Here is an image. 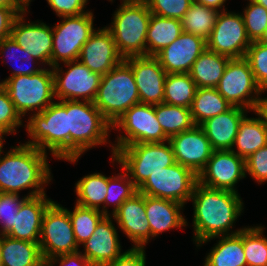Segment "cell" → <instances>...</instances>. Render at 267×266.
<instances>
[{
    "label": "cell",
    "instance_id": "44",
    "mask_svg": "<svg viewBox=\"0 0 267 266\" xmlns=\"http://www.w3.org/2000/svg\"><path fill=\"white\" fill-rule=\"evenodd\" d=\"M151 14L181 20L193 0H145Z\"/></svg>",
    "mask_w": 267,
    "mask_h": 266
},
{
    "label": "cell",
    "instance_id": "16",
    "mask_svg": "<svg viewBox=\"0 0 267 266\" xmlns=\"http://www.w3.org/2000/svg\"><path fill=\"white\" fill-rule=\"evenodd\" d=\"M245 177V159L238 156L235 150H215L198 174V183L238 193L235 184Z\"/></svg>",
    "mask_w": 267,
    "mask_h": 266
},
{
    "label": "cell",
    "instance_id": "60",
    "mask_svg": "<svg viewBox=\"0 0 267 266\" xmlns=\"http://www.w3.org/2000/svg\"><path fill=\"white\" fill-rule=\"evenodd\" d=\"M113 1V0H110ZM122 1H143V0H122Z\"/></svg>",
    "mask_w": 267,
    "mask_h": 266
},
{
    "label": "cell",
    "instance_id": "57",
    "mask_svg": "<svg viewBox=\"0 0 267 266\" xmlns=\"http://www.w3.org/2000/svg\"><path fill=\"white\" fill-rule=\"evenodd\" d=\"M26 8L29 6L31 0H19Z\"/></svg>",
    "mask_w": 267,
    "mask_h": 266
},
{
    "label": "cell",
    "instance_id": "25",
    "mask_svg": "<svg viewBox=\"0 0 267 266\" xmlns=\"http://www.w3.org/2000/svg\"><path fill=\"white\" fill-rule=\"evenodd\" d=\"M246 109L232 106L205 122L200 127L210 141L213 150H231L242 119L247 116Z\"/></svg>",
    "mask_w": 267,
    "mask_h": 266
},
{
    "label": "cell",
    "instance_id": "35",
    "mask_svg": "<svg viewBox=\"0 0 267 266\" xmlns=\"http://www.w3.org/2000/svg\"><path fill=\"white\" fill-rule=\"evenodd\" d=\"M196 91L197 85L189 73L167 74L163 103L190 108Z\"/></svg>",
    "mask_w": 267,
    "mask_h": 266
},
{
    "label": "cell",
    "instance_id": "4",
    "mask_svg": "<svg viewBox=\"0 0 267 266\" xmlns=\"http://www.w3.org/2000/svg\"><path fill=\"white\" fill-rule=\"evenodd\" d=\"M113 15V22L106 28L112 34L120 55L124 59L146 56V37L151 17L147 2L122 1Z\"/></svg>",
    "mask_w": 267,
    "mask_h": 266
},
{
    "label": "cell",
    "instance_id": "50",
    "mask_svg": "<svg viewBox=\"0 0 267 266\" xmlns=\"http://www.w3.org/2000/svg\"><path fill=\"white\" fill-rule=\"evenodd\" d=\"M17 16L12 8L0 6V41L10 36L12 24Z\"/></svg>",
    "mask_w": 267,
    "mask_h": 266
},
{
    "label": "cell",
    "instance_id": "38",
    "mask_svg": "<svg viewBox=\"0 0 267 266\" xmlns=\"http://www.w3.org/2000/svg\"><path fill=\"white\" fill-rule=\"evenodd\" d=\"M243 248L247 266H267V238L263 227L243 228Z\"/></svg>",
    "mask_w": 267,
    "mask_h": 266
},
{
    "label": "cell",
    "instance_id": "56",
    "mask_svg": "<svg viewBox=\"0 0 267 266\" xmlns=\"http://www.w3.org/2000/svg\"><path fill=\"white\" fill-rule=\"evenodd\" d=\"M4 134L0 133V152L2 151V148H3V140H4Z\"/></svg>",
    "mask_w": 267,
    "mask_h": 266
},
{
    "label": "cell",
    "instance_id": "43",
    "mask_svg": "<svg viewBox=\"0 0 267 266\" xmlns=\"http://www.w3.org/2000/svg\"><path fill=\"white\" fill-rule=\"evenodd\" d=\"M21 119L6 89H0V133H16V128L23 125Z\"/></svg>",
    "mask_w": 267,
    "mask_h": 266
},
{
    "label": "cell",
    "instance_id": "10",
    "mask_svg": "<svg viewBox=\"0 0 267 266\" xmlns=\"http://www.w3.org/2000/svg\"><path fill=\"white\" fill-rule=\"evenodd\" d=\"M39 246L45 263L55 256L79 251L68 209L57 202L44 212Z\"/></svg>",
    "mask_w": 267,
    "mask_h": 266
},
{
    "label": "cell",
    "instance_id": "9",
    "mask_svg": "<svg viewBox=\"0 0 267 266\" xmlns=\"http://www.w3.org/2000/svg\"><path fill=\"white\" fill-rule=\"evenodd\" d=\"M122 129L126 134L117 137L112 155L121 147L134 143H162L169 141L156 118L154 105L138 103L128 109L111 129Z\"/></svg>",
    "mask_w": 267,
    "mask_h": 266
},
{
    "label": "cell",
    "instance_id": "46",
    "mask_svg": "<svg viewBox=\"0 0 267 266\" xmlns=\"http://www.w3.org/2000/svg\"><path fill=\"white\" fill-rule=\"evenodd\" d=\"M246 173L258 183L267 181V145L245 159Z\"/></svg>",
    "mask_w": 267,
    "mask_h": 266
},
{
    "label": "cell",
    "instance_id": "39",
    "mask_svg": "<svg viewBox=\"0 0 267 266\" xmlns=\"http://www.w3.org/2000/svg\"><path fill=\"white\" fill-rule=\"evenodd\" d=\"M124 174L108 177V190L104 202V215H109L106 206L113 205V213L133 194L137 192L129 174L122 168ZM111 203V204H110ZM106 208V209H105Z\"/></svg>",
    "mask_w": 267,
    "mask_h": 266
},
{
    "label": "cell",
    "instance_id": "48",
    "mask_svg": "<svg viewBox=\"0 0 267 266\" xmlns=\"http://www.w3.org/2000/svg\"><path fill=\"white\" fill-rule=\"evenodd\" d=\"M145 248H134L126 250L117 259L107 266H145Z\"/></svg>",
    "mask_w": 267,
    "mask_h": 266
},
{
    "label": "cell",
    "instance_id": "52",
    "mask_svg": "<svg viewBox=\"0 0 267 266\" xmlns=\"http://www.w3.org/2000/svg\"><path fill=\"white\" fill-rule=\"evenodd\" d=\"M0 6L12 8L18 15L27 12V8L19 0H0Z\"/></svg>",
    "mask_w": 267,
    "mask_h": 266
},
{
    "label": "cell",
    "instance_id": "22",
    "mask_svg": "<svg viewBox=\"0 0 267 266\" xmlns=\"http://www.w3.org/2000/svg\"><path fill=\"white\" fill-rule=\"evenodd\" d=\"M112 217L133 242L134 248L145 247L151 238L150 224L145 210V195L137 191L112 214Z\"/></svg>",
    "mask_w": 267,
    "mask_h": 266
},
{
    "label": "cell",
    "instance_id": "2",
    "mask_svg": "<svg viewBox=\"0 0 267 266\" xmlns=\"http://www.w3.org/2000/svg\"><path fill=\"white\" fill-rule=\"evenodd\" d=\"M46 154L27 144L11 147L0 157V192L18 194L23 189L34 188L28 197L45 194L43 186L52 179Z\"/></svg>",
    "mask_w": 267,
    "mask_h": 266
},
{
    "label": "cell",
    "instance_id": "41",
    "mask_svg": "<svg viewBox=\"0 0 267 266\" xmlns=\"http://www.w3.org/2000/svg\"><path fill=\"white\" fill-rule=\"evenodd\" d=\"M244 58L249 62L258 86L262 90L267 89V45L251 42Z\"/></svg>",
    "mask_w": 267,
    "mask_h": 266
},
{
    "label": "cell",
    "instance_id": "6",
    "mask_svg": "<svg viewBox=\"0 0 267 266\" xmlns=\"http://www.w3.org/2000/svg\"><path fill=\"white\" fill-rule=\"evenodd\" d=\"M26 128L32 141L25 144L43 152L50 150L57 159H68V115L66 100L53 102L40 113L33 112ZM47 148V149H46Z\"/></svg>",
    "mask_w": 267,
    "mask_h": 266
},
{
    "label": "cell",
    "instance_id": "29",
    "mask_svg": "<svg viewBox=\"0 0 267 266\" xmlns=\"http://www.w3.org/2000/svg\"><path fill=\"white\" fill-rule=\"evenodd\" d=\"M182 33L181 20L151 14L146 37V56H156Z\"/></svg>",
    "mask_w": 267,
    "mask_h": 266
},
{
    "label": "cell",
    "instance_id": "14",
    "mask_svg": "<svg viewBox=\"0 0 267 266\" xmlns=\"http://www.w3.org/2000/svg\"><path fill=\"white\" fill-rule=\"evenodd\" d=\"M66 72L60 64L53 66L54 96L59 100H80L93 102L96 98L101 75L92 72L79 60L64 62ZM60 72V73H59Z\"/></svg>",
    "mask_w": 267,
    "mask_h": 266
},
{
    "label": "cell",
    "instance_id": "36",
    "mask_svg": "<svg viewBox=\"0 0 267 266\" xmlns=\"http://www.w3.org/2000/svg\"><path fill=\"white\" fill-rule=\"evenodd\" d=\"M220 11L193 2L181 19L183 32L202 37L207 40Z\"/></svg>",
    "mask_w": 267,
    "mask_h": 266
},
{
    "label": "cell",
    "instance_id": "21",
    "mask_svg": "<svg viewBox=\"0 0 267 266\" xmlns=\"http://www.w3.org/2000/svg\"><path fill=\"white\" fill-rule=\"evenodd\" d=\"M205 49V39L183 32L155 57L167 74L189 73L193 63Z\"/></svg>",
    "mask_w": 267,
    "mask_h": 266
},
{
    "label": "cell",
    "instance_id": "32",
    "mask_svg": "<svg viewBox=\"0 0 267 266\" xmlns=\"http://www.w3.org/2000/svg\"><path fill=\"white\" fill-rule=\"evenodd\" d=\"M231 107L216 88H197L190 110L194 124L200 126L206 120L226 112Z\"/></svg>",
    "mask_w": 267,
    "mask_h": 266
},
{
    "label": "cell",
    "instance_id": "42",
    "mask_svg": "<svg viewBox=\"0 0 267 266\" xmlns=\"http://www.w3.org/2000/svg\"><path fill=\"white\" fill-rule=\"evenodd\" d=\"M18 194L0 192V224L2 231L0 235H6L14 227V219L17 216L20 206L28 196L19 199Z\"/></svg>",
    "mask_w": 267,
    "mask_h": 266
},
{
    "label": "cell",
    "instance_id": "33",
    "mask_svg": "<svg viewBox=\"0 0 267 266\" xmlns=\"http://www.w3.org/2000/svg\"><path fill=\"white\" fill-rule=\"evenodd\" d=\"M76 204L100 210V205L103 204L102 210L104 214V202L108 190V177L101 173H93L80 179L76 185Z\"/></svg>",
    "mask_w": 267,
    "mask_h": 266
},
{
    "label": "cell",
    "instance_id": "12",
    "mask_svg": "<svg viewBox=\"0 0 267 266\" xmlns=\"http://www.w3.org/2000/svg\"><path fill=\"white\" fill-rule=\"evenodd\" d=\"M198 175L190 168L175 163L151 174L137 189L143 195L175 201L185 205L190 201Z\"/></svg>",
    "mask_w": 267,
    "mask_h": 266
},
{
    "label": "cell",
    "instance_id": "37",
    "mask_svg": "<svg viewBox=\"0 0 267 266\" xmlns=\"http://www.w3.org/2000/svg\"><path fill=\"white\" fill-rule=\"evenodd\" d=\"M68 214L78 246L84 244L92 236L97 224L106 216L100 210L82 207L78 204H75L72 212L68 210Z\"/></svg>",
    "mask_w": 267,
    "mask_h": 266
},
{
    "label": "cell",
    "instance_id": "3",
    "mask_svg": "<svg viewBox=\"0 0 267 266\" xmlns=\"http://www.w3.org/2000/svg\"><path fill=\"white\" fill-rule=\"evenodd\" d=\"M68 115V159L76 162L85 151L105 144L112 125L93 102L66 100Z\"/></svg>",
    "mask_w": 267,
    "mask_h": 266
},
{
    "label": "cell",
    "instance_id": "55",
    "mask_svg": "<svg viewBox=\"0 0 267 266\" xmlns=\"http://www.w3.org/2000/svg\"><path fill=\"white\" fill-rule=\"evenodd\" d=\"M250 1H253L257 4H260L262 6H264L266 9H267V0H250Z\"/></svg>",
    "mask_w": 267,
    "mask_h": 266
},
{
    "label": "cell",
    "instance_id": "27",
    "mask_svg": "<svg viewBox=\"0 0 267 266\" xmlns=\"http://www.w3.org/2000/svg\"><path fill=\"white\" fill-rule=\"evenodd\" d=\"M220 238L205 258L204 266H247L243 248V228Z\"/></svg>",
    "mask_w": 267,
    "mask_h": 266
},
{
    "label": "cell",
    "instance_id": "7",
    "mask_svg": "<svg viewBox=\"0 0 267 266\" xmlns=\"http://www.w3.org/2000/svg\"><path fill=\"white\" fill-rule=\"evenodd\" d=\"M167 143H134L119 148L111 160L121 165L138 189L151 174L176 163L172 146Z\"/></svg>",
    "mask_w": 267,
    "mask_h": 266
},
{
    "label": "cell",
    "instance_id": "8",
    "mask_svg": "<svg viewBox=\"0 0 267 266\" xmlns=\"http://www.w3.org/2000/svg\"><path fill=\"white\" fill-rule=\"evenodd\" d=\"M5 89L21 117L29 111L40 113L54 102L53 71L44 68L32 75L8 77Z\"/></svg>",
    "mask_w": 267,
    "mask_h": 266
},
{
    "label": "cell",
    "instance_id": "1",
    "mask_svg": "<svg viewBox=\"0 0 267 266\" xmlns=\"http://www.w3.org/2000/svg\"><path fill=\"white\" fill-rule=\"evenodd\" d=\"M194 206V241L200 246L218 236L230 235L241 215L243 202L238 193L196 183L190 198Z\"/></svg>",
    "mask_w": 267,
    "mask_h": 266
},
{
    "label": "cell",
    "instance_id": "59",
    "mask_svg": "<svg viewBox=\"0 0 267 266\" xmlns=\"http://www.w3.org/2000/svg\"><path fill=\"white\" fill-rule=\"evenodd\" d=\"M0 266H2V260H1V235H0Z\"/></svg>",
    "mask_w": 267,
    "mask_h": 266
},
{
    "label": "cell",
    "instance_id": "5",
    "mask_svg": "<svg viewBox=\"0 0 267 266\" xmlns=\"http://www.w3.org/2000/svg\"><path fill=\"white\" fill-rule=\"evenodd\" d=\"M93 103L111 125L128 109L140 103L131 66L125 60L101 76Z\"/></svg>",
    "mask_w": 267,
    "mask_h": 266
},
{
    "label": "cell",
    "instance_id": "51",
    "mask_svg": "<svg viewBox=\"0 0 267 266\" xmlns=\"http://www.w3.org/2000/svg\"><path fill=\"white\" fill-rule=\"evenodd\" d=\"M267 91V89L262 90ZM254 112L259 116L267 127V97L259 98Z\"/></svg>",
    "mask_w": 267,
    "mask_h": 266
},
{
    "label": "cell",
    "instance_id": "23",
    "mask_svg": "<svg viewBox=\"0 0 267 266\" xmlns=\"http://www.w3.org/2000/svg\"><path fill=\"white\" fill-rule=\"evenodd\" d=\"M117 233L111 217L106 215L97 224L92 236L82 244L83 255L93 266H107L122 254Z\"/></svg>",
    "mask_w": 267,
    "mask_h": 266
},
{
    "label": "cell",
    "instance_id": "53",
    "mask_svg": "<svg viewBox=\"0 0 267 266\" xmlns=\"http://www.w3.org/2000/svg\"><path fill=\"white\" fill-rule=\"evenodd\" d=\"M193 2L204 5L206 7L218 10V11H225L226 9H223L224 2L226 0H193ZM221 8L222 10H219Z\"/></svg>",
    "mask_w": 267,
    "mask_h": 266
},
{
    "label": "cell",
    "instance_id": "30",
    "mask_svg": "<svg viewBox=\"0 0 267 266\" xmlns=\"http://www.w3.org/2000/svg\"><path fill=\"white\" fill-rule=\"evenodd\" d=\"M230 58L206 48L189 72L197 88H216Z\"/></svg>",
    "mask_w": 267,
    "mask_h": 266
},
{
    "label": "cell",
    "instance_id": "19",
    "mask_svg": "<svg viewBox=\"0 0 267 266\" xmlns=\"http://www.w3.org/2000/svg\"><path fill=\"white\" fill-rule=\"evenodd\" d=\"M24 14H19L11 28V38L34 59L51 67L53 29L43 22L25 23Z\"/></svg>",
    "mask_w": 267,
    "mask_h": 266
},
{
    "label": "cell",
    "instance_id": "28",
    "mask_svg": "<svg viewBox=\"0 0 267 266\" xmlns=\"http://www.w3.org/2000/svg\"><path fill=\"white\" fill-rule=\"evenodd\" d=\"M2 266H46L39 243L1 235Z\"/></svg>",
    "mask_w": 267,
    "mask_h": 266
},
{
    "label": "cell",
    "instance_id": "58",
    "mask_svg": "<svg viewBox=\"0 0 267 266\" xmlns=\"http://www.w3.org/2000/svg\"><path fill=\"white\" fill-rule=\"evenodd\" d=\"M3 88H5V80L0 82V89H3Z\"/></svg>",
    "mask_w": 267,
    "mask_h": 266
},
{
    "label": "cell",
    "instance_id": "26",
    "mask_svg": "<svg viewBox=\"0 0 267 266\" xmlns=\"http://www.w3.org/2000/svg\"><path fill=\"white\" fill-rule=\"evenodd\" d=\"M183 204L145 195V210L150 224L151 238L166 230L187 225L186 219L180 213Z\"/></svg>",
    "mask_w": 267,
    "mask_h": 266
},
{
    "label": "cell",
    "instance_id": "13",
    "mask_svg": "<svg viewBox=\"0 0 267 266\" xmlns=\"http://www.w3.org/2000/svg\"><path fill=\"white\" fill-rule=\"evenodd\" d=\"M216 89L231 106L250 109L253 112L263 93L245 58L229 60ZM252 93L256 96H251ZM259 95L260 97H258Z\"/></svg>",
    "mask_w": 267,
    "mask_h": 266
},
{
    "label": "cell",
    "instance_id": "11",
    "mask_svg": "<svg viewBox=\"0 0 267 266\" xmlns=\"http://www.w3.org/2000/svg\"><path fill=\"white\" fill-rule=\"evenodd\" d=\"M61 23L53 29V45L51 53V68L59 61L78 60L82 46L95 31L91 11L77 16H64Z\"/></svg>",
    "mask_w": 267,
    "mask_h": 266
},
{
    "label": "cell",
    "instance_id": "45",
    "mask_svg": "<svg viewBox=\"0 0 267 266\" xmlns=\"http://www.w3.org/2000/svg\"><path fill=\"white\" fill-rule=\"evenodd\" d=\"M11 53H10V52ZM8 52L10 53L7 57H9L10 59L15 57V60H21L23 62H27V64H29L30 61H32L33 63L37 60H35L29 53H27L25 51L24 48H22L21 46H19L12 38L11 36L4 38L3 40L0 41V53L1 54H5ZM19 52V55H16ZM12 61V60H11ZM24 65V64H23ZM19 66L18 68H14V72L11 73V75L9 77H14V76H18V75H32L35 74L39 71L42 70V68H31V67H24V66Z\"/></svg>",
    "mask_w": 267,
    "mask_h": 266
},
{
    "label": "cell",
    "instance_id": "17",
    "mask_svg": "<svg viewBox=\"0 0 267 266\" xmlns=\"http://www.w3.org/2000/svg\"><path fill=\"white\" fill-rule=\"evenodd\" d=\"M130 66L138 88L140 103H163L167 73L155 56H138L124 59Z\"/></svg>",
    "mask_w": 267,
    "mask_h": 266
},
{
    "label": "cell",
    "instance_id": "49",
    "mask_svg": "<svg viewBox=\"0 0 267 266\" xmlns=\"http://www.w3.org/2000/svg\"><path fill=\"white\" fill-rule=\"evenodd\" d=\"M54 263H59L60 266H93L80 251L55 256L46 263V266H54Z\"/></svg>",
    "mask_w": 267,
    "mask_h": 266
},
{
    "label": "cell",
    "instance_id": "18",
    "mask_svg": "<svg viewBox=\"0 0 267 266\" xmlns=\"http://www.w3.org/2000/svg\"><path fill=\"white\" fill-rule=\"evenodd\" d=\"M175 160L192 169L197 175L210 159L213 148L200 126L183 131L169 138Z\"/></svg>",
    "mask_w": 267,
    "mask_h": 266
},
{
    "label": "cell",
    "instance_id": "54",
    "mask_svg": "<svg viewBox=\"0 0 267 266\" xmlns=\"http://www.w3.org/2000/svg\"><path fill=\"white\" fill-rule=\"evenodd\" d=\"M258 42L267 45V28L265 29L263 35L261 38L258 40Z\"/></svg>",
    "mask_w": 267,
    "mask_h": 266
},
{
    "label": "cell",
    "instance_id": "31",
    "mask_svg": "<svg viewBox=\"0 0 267 266\" xmlns=\"http://www.w3.org/2000/svg\"><path fill=\"white\" fill-rule=\"evenodd\" d=\"M267 145V127L262 119L244 117L239 124L238 133L233 144L237 146L238 156L247 159L254 152Z\"/></svg>",
    "mask_w": 267,
    "mask_h": 266
},
{
    "label": "cell",
    "instance_id": "15",
    "mask_svg": "<svg viewBox=\"0 0 267 266\" xmlns=\"http://www.w3.org/2000/svg\"><path fill=\"white\" fill-rule=\"evenodd\" d=\"M251 45L242 14L220 11L206 48L230 59L244 58Z\"/></svg>",
    "mask_w": 267,
    "mask_h": 266
},
{
    "label": "cell",
    "instance_id": "40",
    "mask_svg": "<svg viewBox=\"0 0 267 266\" xmlns=\"http://www.w3.org/2000/svg\"><path fill=\"white\" fill-rule=\"evenodd\" d=\"M243 13L242 17L248 38L251 42L258 41L267 28V9L249 0Z\"/></svg>",
    "mask_w": 267,
    "mask_h": 266
},
{
    "label": "cell",
    "instance_id": "47",
    "mask_svg": "<svg viewBox=\"0 0 267 266\" xmlns=\"http://www.w3.org/2000/svg\"><path fill=\"white\" fill-rule=\"evenodd\" d=\"M88 0H47L50 7L55 11L57 16H77L83 14L85 5Z\"/></svg>",
    "mask_w": 267,
    "mask_h": 266
},
{
    "label": "cell",
    "instance_id": "24",
    "mask_svg": "<svg viewBox=\"0 0 267 266\" xmlns=\"http://www.w3.org/2000/svg\"><path fill=\"white\" fill-rule=\"evenodd\" d=\"M53 201L46 194L26 198L14 219V227L7 236L39 243L44 212Z\"/></svg>",
    "mask_w": 267,
    "mask_h": 266
},
{
    "label": "cell",
    "instance_id": "20",
    "mask_svg": "<svg viewBox=\"0 0 267 266\" xmlns=\"http://www.w3.org/2000/svg\"><path fill=\"white\" fill-rule=\"evenodd\" d=\"M78 60L92 72L102 76L120 64L124 58L118 52L110 31L103 27L90 35L81 48Z\"/></svg>",
    "mask_w": 267,
    "mask_h": 266
},
{
    "label": "cell",
    "instance_id": "34",
    "mask_svg": "<svg viewBox=\"0 0 267 266\" xmlns=\"http://www.w3.org/2000/svg\"><path fill=\"white\" fill-rule=\"evenodd\" d=\"M156 118L165 135H173L192 129L195 124L190 108L160 103L154 105Z\"/></svg>",
    "mask_w": 267,
    "mask_h": 266
}]
</instances>
